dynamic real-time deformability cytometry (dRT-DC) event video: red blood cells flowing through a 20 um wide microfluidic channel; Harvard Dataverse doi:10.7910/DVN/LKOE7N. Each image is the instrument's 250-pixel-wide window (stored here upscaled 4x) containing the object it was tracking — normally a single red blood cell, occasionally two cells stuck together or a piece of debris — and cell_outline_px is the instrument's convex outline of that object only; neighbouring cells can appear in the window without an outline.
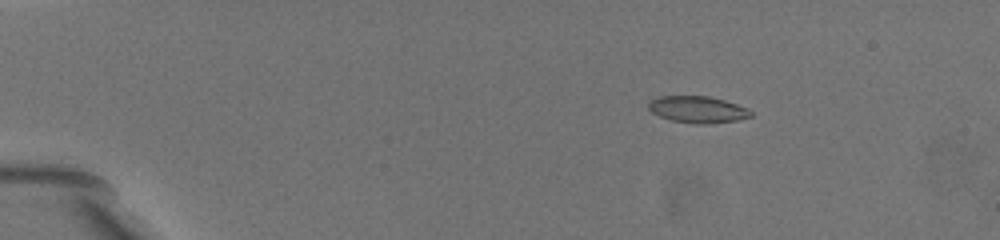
{"species": "common noctule bat (a hibernating species)", "species_latin": "Nyctalus noctula", "temperature_condition": "warm", "stored_images_in_passage": 32, "camera_frame_rate_fps": 3000, "um_per_image_px": 0.085, "animal": {"sex": "female", "body_mass_g": 19.5, "forearm_length_mm": 54.1}, "frame": {"image": 1, "passage_image": 4, "time_ms": 3.0, "image_size_px": [1000, 240], "cell_outline_px": [[752, 116], [736, 120], [708, 124], [692, 124], [672, 120], [660, 116], [652, 112], [648, 108], [648, 104], [652, 100], [660, 96], [708, 96], [724, 100], [748, 108], [752, 112]], "centroid_in_image_um": [59.31, 9.31], "position_along_channel_um": 25.7, "area_um2": 15.84}}
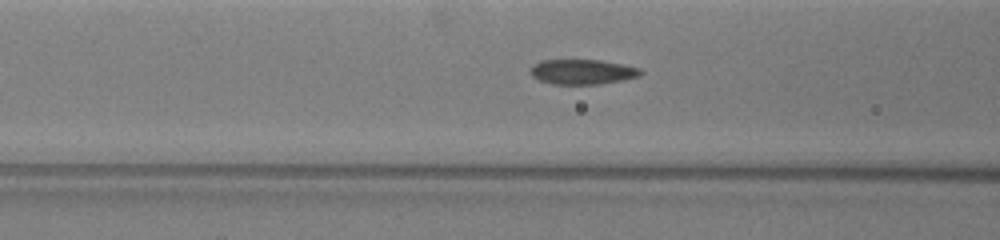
{"frame": {"image": 2, "passage_image": 18, "time_ms": 8.333, "image_size_px": [1000, 240], "cell_outline_px": [[644, 72], [640, 76], [624, 80], [600, 84], [552, 84], [536, 80], [528, 72], [532, 64], [540, 60], [600, 60], [640, 68]], "centroid_in_image_um": [49.46, 6.11], "position_along_channel_um": 117.1, "area_um2": 16.3}}
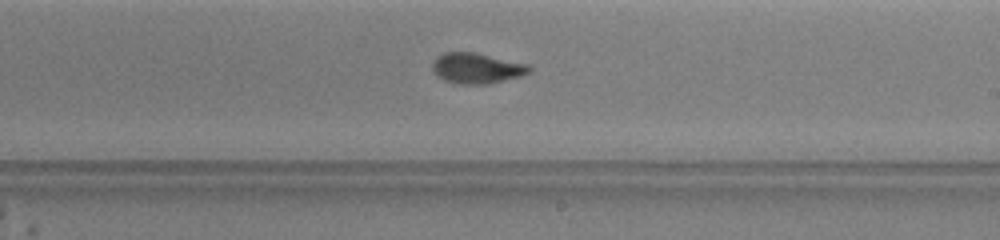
{"frame": {"image": 3, "passage_image": 27, "time_ms": 12.0, "image_size_px": [1000, 240], "cell_outline_px": [[532, 68], [528, 72], [520, 76], [488, 84], [456, 84], [444, 80], [436, 76], [432, 68], [432, 64], [436, 56], [444, 52], [472, 52], [528, 64]], "centroid_in_image_um": [40.47, 5.8], "position_along_channel_um": 248.5, "area_um2": 17.17}}